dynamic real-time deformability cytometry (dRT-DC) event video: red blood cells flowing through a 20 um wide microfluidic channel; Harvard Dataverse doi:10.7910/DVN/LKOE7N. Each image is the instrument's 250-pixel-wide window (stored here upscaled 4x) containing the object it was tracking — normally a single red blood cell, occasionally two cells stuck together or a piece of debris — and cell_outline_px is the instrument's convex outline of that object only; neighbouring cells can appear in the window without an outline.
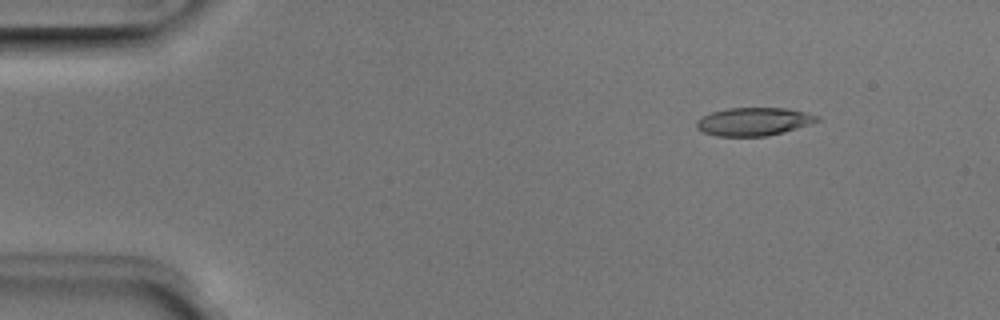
{"species": "Egyptian fruit bat (a non-hibernating species)", "species_latin": "Rousettus aegyptiacus", "temperature_condition": "room temperature", "stored_images_in_passage": 4, "camera_frame_rate_fps": 3000, "um_per_image_px": 0.085, "animal": {"sex": "male"}, "frame": {"image": 1, "passage_image": 4, "time_ms": 1.0, "image_size_px": [1000, 320], "cell_outline_px": [[820, 120], [812, 124], [784, 132], [768, 136], [716, 136], [704, 132], [696, 128], [696, 120], [700, 116], [712, 112], [728, 108], [788, 108], [808, 112], [820, 116]], "centroid_in_image_um": [64.09, 10.33], "position_along_channel_um": 20.9, "area_um2": 20.06}}